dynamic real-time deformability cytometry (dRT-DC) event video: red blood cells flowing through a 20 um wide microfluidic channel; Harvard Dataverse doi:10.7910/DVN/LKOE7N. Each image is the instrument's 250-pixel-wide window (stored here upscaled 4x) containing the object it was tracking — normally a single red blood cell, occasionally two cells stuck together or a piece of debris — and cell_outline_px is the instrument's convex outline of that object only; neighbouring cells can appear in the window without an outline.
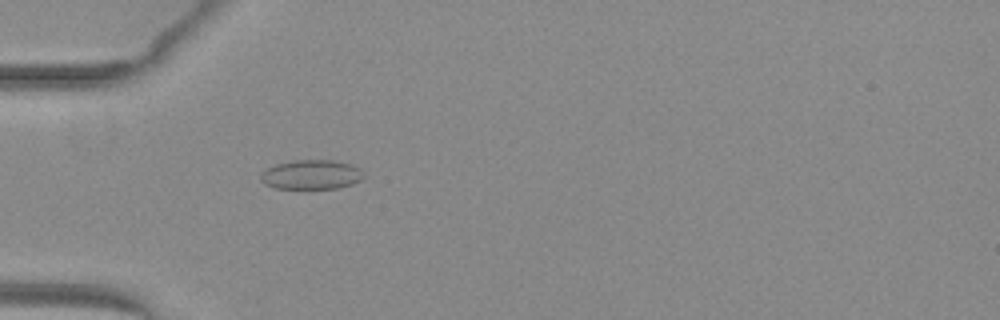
{"species": "common noctule bat (a hibernating species)", "species_latin": "Nyctalus noctula", "temperature_condition": "warm", "stored_images_in_passage": 39, "camera_frame_rate_fps": 3000, "um_per_image_px": 0.085, "animal": {"sex": "female", "body_mass_g": 29.2, "forearm_length_mm": 56.3}, "frame": {"image": 1, "passage_image": 4, "time_ms": 1.0, "image_size_px": [1000, 320], "cell_outline_px": [[364, 176], [360, 180], [352, 184], [336, 188], [276, 188], [264, 184], [260, 180], [260, 172], [276, 164], [292, 160], [332, 160], [352, 164], [360, 168], [364, 172]], "centroid_in_image_um": [26.46, 14.83], "position_along_channel_um": 58.5, "area_um2": 17.74}}
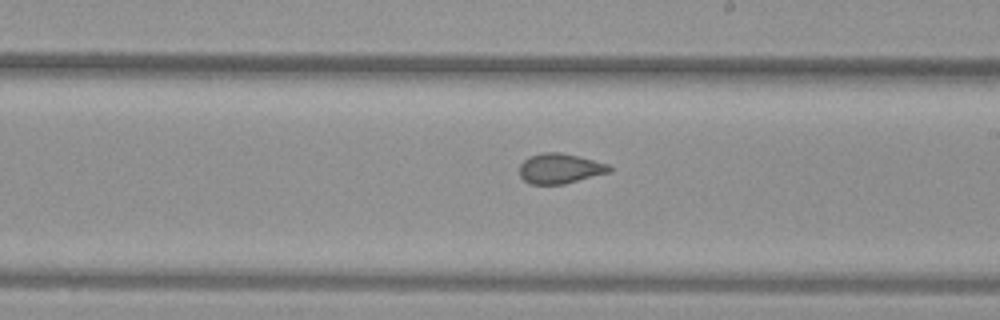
{"frame": {"image": 2, "passage_image": 18, "time_ms": 5.667, "image_size_px": [1000, 320], "cell_outline_px": [[612, 172], [564, 184], [532, 184], [524, 180], [520, 176], [520, 164], [528, 156], [540, 152], [560, 152], [580, 156], [608, 164], [612, 168]], "centroid_in_image_um": [47.61, 14.31], "position_along_channel_um": 241.4, "area_um2": 15.95}}
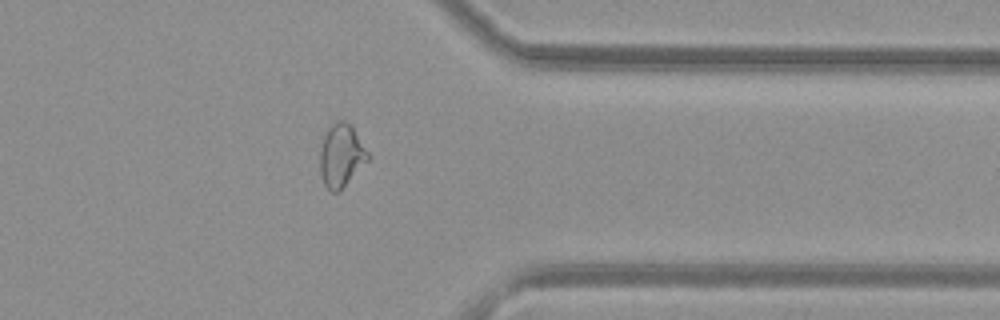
{"frame": {"image": 3, "passage_image": 29, "time_ms": 9.333, "image_size_px": [1000, 320], "cell_outline_px": [[368, 160], [340, 192], [332, 192], [324, 184], [320, 172], [320, 152], [324, 136], [328, 128], [336, 120], [344, 120], [352, 128], [368, 152]], "centroid_in_image_um": [28.99, 13.25], "position_along_channel_um": 382.4, "area_um2": 17.28}, "authors_computed_cell_mechanics": {"area_um2": 16.7042, "velocity_mm_per_s": 4.055, "shape_relaxation_time_tau1_ms": null, "shape_relaxation_time_tau2_ms": 1.058, "deformation_change_tau1": null, "deformation_change_tau2": 0.048}}